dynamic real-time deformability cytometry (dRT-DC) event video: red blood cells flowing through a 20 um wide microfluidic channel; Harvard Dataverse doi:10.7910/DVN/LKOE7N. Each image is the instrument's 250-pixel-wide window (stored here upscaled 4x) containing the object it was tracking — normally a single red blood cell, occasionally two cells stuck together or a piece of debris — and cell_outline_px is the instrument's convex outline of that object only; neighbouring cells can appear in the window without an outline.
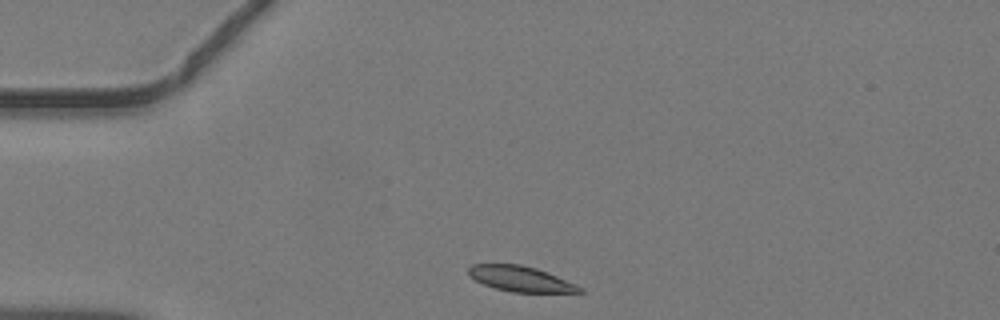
{"species": "common noctule bat (a hibernating species)", "species_latin": "Nyctalus noctula", "temperature_condition": "warm", "stored_images_in_passage": 12, "camera_frame_rate_fps": 3000, "um_per_image_px": 0.085, "animal": {"sex": "male", "body_mass_g": 19.2, "forearm_length_mm": 51.8}, "frame": {"image": 1, "passage_image": 1, "time_ms": 0.0, "image_size_px": [1000, 320], "cell_outline_px": [[584, 292], [512, 292], [496, 288], [484, 284], [468, 276], [468, 268], [472, 264], [520, 264], [536, 268], [548, 272], [576, 284], [584, 288]], "centroid_in_image_um": [44.26, 23.69], "position_along_channel_um": 40.7, "area_um2": 16.42}}
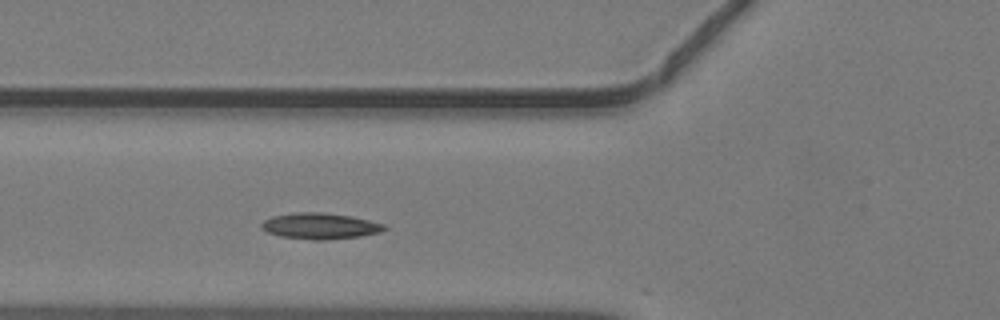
{"frame": {"image": 2, "passage_image": 7, "time_ms": 2.0, "image_size_px": [1000, 320], "cell_outline_px": [[388, 228], [380, 232], [360, 236], [328, 240], [312, 240], [280, 236], [268, 232], [260, 228], [260, 224], [264, 220], [272, 216], [296, 212], [320, 212], [352, 216], [384, 224]], "centroid_in_image_um": [27.19, 19.21], "position_along_channel_um": 98.6, "area_um2": 18.73}}
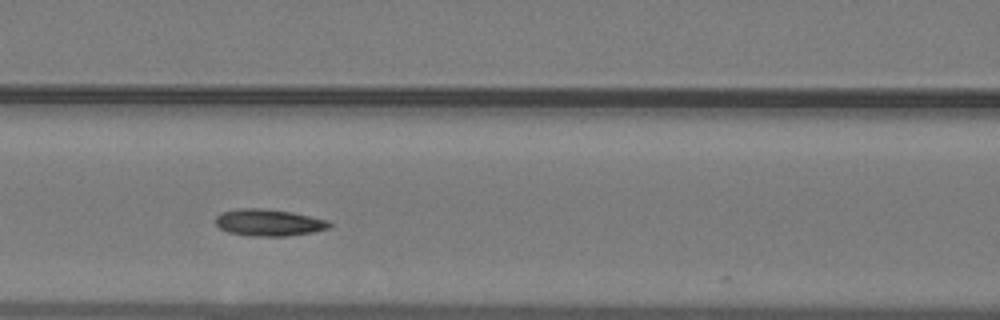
{"frame": {"image": 3, "passage_image": 10, "time_ms": 3.0, "image_size_px": [1000, 320], "cell_outline_px": [[332, 224], [328, 228], [312, 232], [288, 236], [252, 236], [228, 232], [220, 228], [216, 224], [216, 216], [220, 212], [240, 208], [264, 208], [292, 212], [328, 220]], "centroid_in_image_um": [22.83, 18.91], "position_along_channel_um": 143.8, "area_um2": 17.8}}